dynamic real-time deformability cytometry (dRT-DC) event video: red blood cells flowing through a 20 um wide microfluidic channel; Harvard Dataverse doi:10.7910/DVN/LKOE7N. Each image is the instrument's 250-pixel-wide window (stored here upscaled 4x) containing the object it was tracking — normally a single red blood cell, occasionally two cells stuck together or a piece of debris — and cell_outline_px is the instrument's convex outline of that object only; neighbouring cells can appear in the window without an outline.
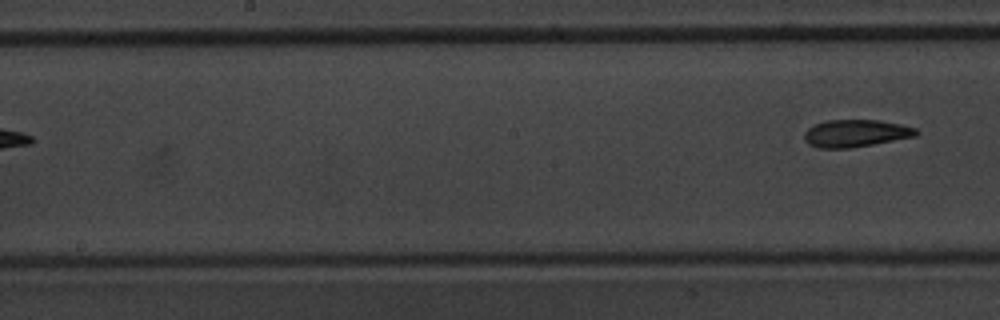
{"species": "common noctule bat (a hibernating species)", "species_latin": "Nyctalus noctula", "temperature_condition": "warm", "stored_images_in_passage": 9, "segment_of_instrument_passage": [2, 2], "camera_frame_rate_fps": 3000, "um_per_image_px": 0.085, "animal": {"sex": "male", "body_mass_g": 20.1, "forearm_length_mm": 53.5}, "frame": {"image": 1, "passage_image": 9, "time_ms": 10.333, "image_size_px": [1000, 320], "cell_outline_px": [[920, 132], [916, 136], [852, 148], [816, 148], [808, 144], [804, 140], [804, 132], [808, 128], [816, 124], [828, 120], [880, 120], [900, 124], [916, 128]], "centroid_in_image_um": [72.73, 11.34], "position_along_channel_um": 175.5, "area_um2": 17.92}}